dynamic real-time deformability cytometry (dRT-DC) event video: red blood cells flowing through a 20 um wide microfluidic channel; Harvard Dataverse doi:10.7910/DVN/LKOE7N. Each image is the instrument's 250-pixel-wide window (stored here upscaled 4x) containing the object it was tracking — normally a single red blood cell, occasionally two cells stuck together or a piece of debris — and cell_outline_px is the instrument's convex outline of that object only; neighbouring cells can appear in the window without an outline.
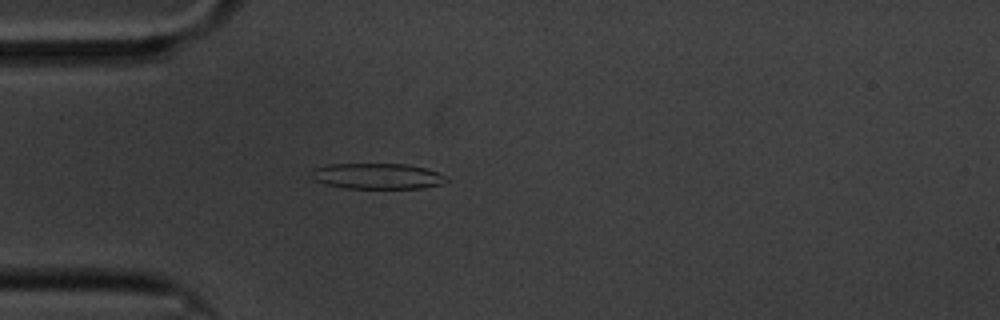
{"species": "common noctule bat (a hibernating species)", "species_latin": "Nyctalus noctula", "temperature_condition": "cold", "stored_images_in_passage": 59, "camera_frame_rate_fps": 3000, "um_per_image_px": 0.085, "animal": {"sex": "male", "body_mass_g": 20.1, "forearm_length_mm": 53.5}, "frame": {"image": 1, "passage_image": 16, "time_ms": 5.0, "image_size_px": [1000, 320], "cell_outline_px": [[452, 180], [440, 184], [424, 188], [344, 188], [324, 184], [312, 180], [312, 168], [328, 164], [404, 164], [424, 168], [448, 176]], "centroid_in_image_um": [32.06, 14.97], "position_along_channel_um": 52.9, "area_um2": 20.4}}
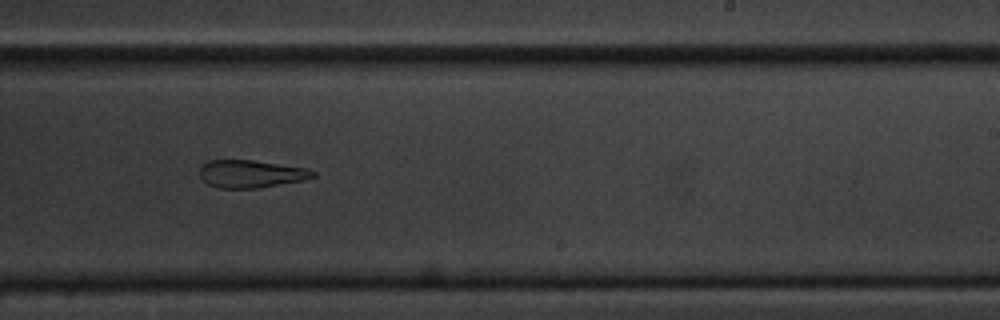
{"frame": {"image": 2, "passage_image": 36, "time_ms": 11.667, "image_size_px": [1000, 320], "cell_outline_px": [[316, 176], [300, 180], [256, 188], [220, 188], [208, 184], [200, 176], [200, 164], [208, 160], [252, 160], [308, 168], [316, 172]], "centroid_in_image_um": [21.29, 14.76], "position_along_channel_um": 267.7, "area_um2": 18.09}}
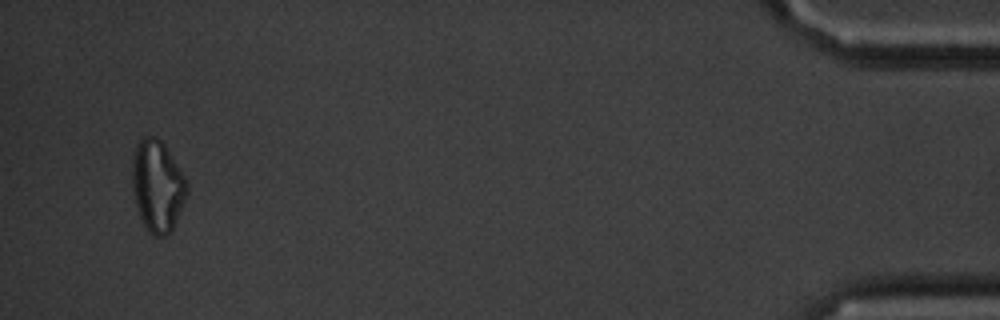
{"frame": {"image": 3, "passage_image": 57, "time_ms": 18.667, "image_size_px": [1000, 320], "cell_outline_px": [[188, 192], [172, 232], [168, 236], [152, 236], [144, 228], [136, 208], [132, 192], [132, 156], [136, 144], [144, 136], [156, 136], [164, 144], [184, 176], [188, 184]], "centroid_in_image_um": [13.36, 15.85], "position_along_channel_um": 421.8, "area_um2": 29.71}, "authors_computed_cell_mechanics": {"area_um2": 21.2126, "velocity_mm_per_s": 3.3264, "shape_relaxation_time_tau1_ms": null, "shape_relaxation_time_tau2_ms": 4.0401, "deformation_change_tau1": null, "deformation_change_tau2": 0.1357}}